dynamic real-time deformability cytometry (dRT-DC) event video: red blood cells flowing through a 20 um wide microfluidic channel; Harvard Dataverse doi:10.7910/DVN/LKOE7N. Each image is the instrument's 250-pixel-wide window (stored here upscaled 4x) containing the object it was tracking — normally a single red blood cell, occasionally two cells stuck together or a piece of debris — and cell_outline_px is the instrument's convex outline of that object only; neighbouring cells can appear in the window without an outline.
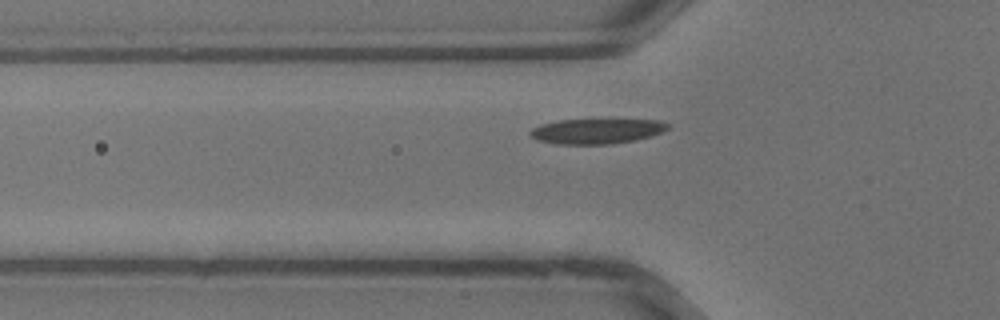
{"species": "common noctule bat (a hibernating species)", "species_latin": "Nyctalus noctula", "temperature_condition": "warm", "stored_images_in_passage": 27, "camera_frame_rate_fps": 3000, "um_per_image_px": 0.085, "animal": {"sex": "male", "body_mass_g": 13.3}, "frame": {"image": 1, "passage_image": 6, "time_ms": 1.667, "image_size_px": [1000, 320], "cell_outline_px": [[668, 128], [652, 136], [636, 140], [612, 144], [556, 144], [536, 140], [528, 136], [528, 132], [532, 128], [540, 124], [556, 120], [660, 120], [668, 124]], "centroid_in_image_um": [50.64, 11.16], "position_along_channel_um": 75.2, "area_um2": 20.23}}
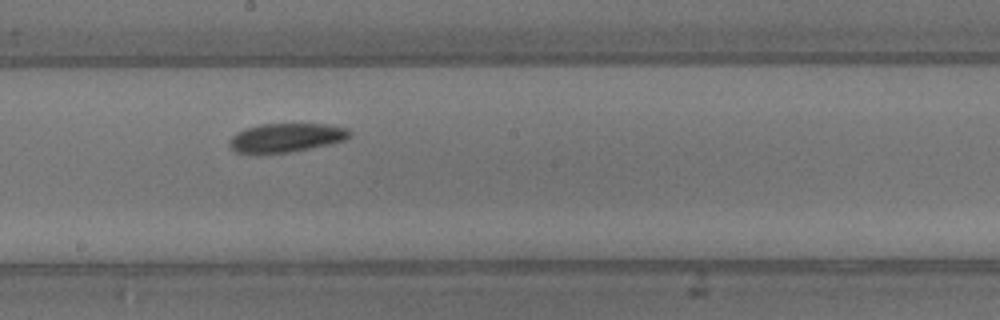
{"frame": {"image": 2, "passage_image": 14, "time_ms": 4.333, "image_size_px": [1000, 320], "cell_outline_px": [[352, 132], [344, 140], [328, 144], [288, 152], [236, 152], [228, 144], [232, 136], [236, 132], [260, 124], [324, 124], [348, 128]], "centroid_in_image_um": [24.33, 11.68], "position_along_channel_um": 223.9, "area_um2": 19.65}}
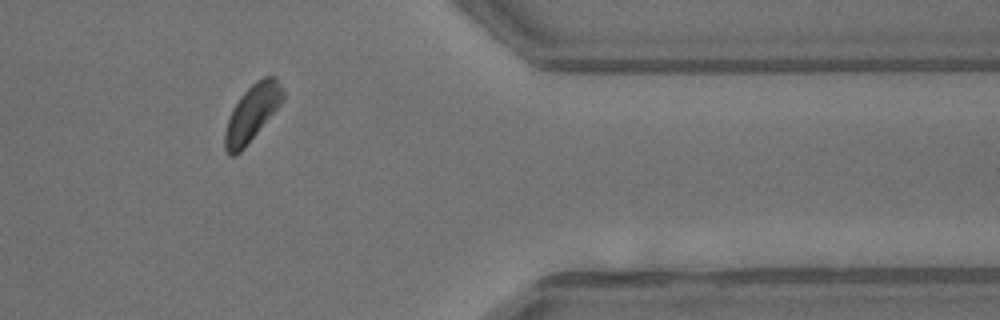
{"frame": {"image": 3, "passage_image": 24, "time_ms": 7.667, "image_size_px": [1000, 320], "cell_outline_px": [[284, 100], [244, 148], [236, 156], [228, 156], [224, 148], [224, 132], [228, 120], [240, 96], [256, 80], [264, 76], [276, 76], [284, 92]], "centroid_in_image_um": [21.42, 9.61], "position_along_channel_um": 390.0, "area_um2": 18.9}}